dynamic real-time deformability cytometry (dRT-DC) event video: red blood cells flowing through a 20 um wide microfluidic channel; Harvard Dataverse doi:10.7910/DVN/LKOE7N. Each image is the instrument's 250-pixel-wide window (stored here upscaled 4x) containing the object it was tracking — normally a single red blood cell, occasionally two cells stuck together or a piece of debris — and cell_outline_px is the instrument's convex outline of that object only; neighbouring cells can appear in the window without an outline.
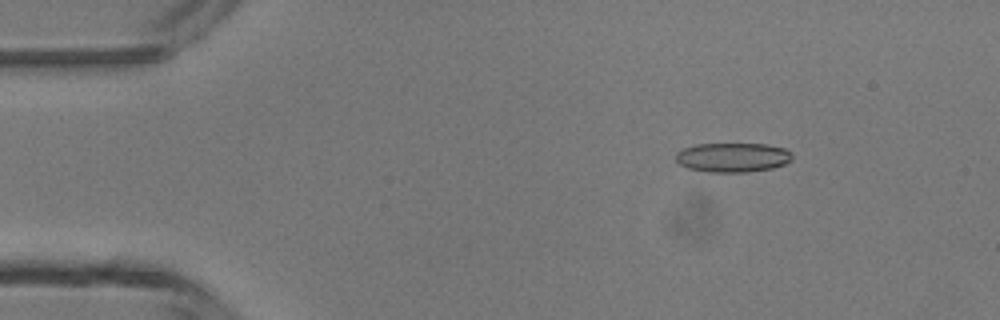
{"species": "common noctule bat (a hibernating species)", "species_latin": "Nyctalus noctula", "temperature_condition": "room temperature", "stored_images_in_passage": 41, "camera_frame_rate_fps": 3000, "um_per_image_px": 0.085, "animal": {"sex": "male", "body_mass_g": 13.3}, "frame": {"image": 1, "passage_image": 1, "time_ms": 0.0, "image_size_px": [1000, 320], "cell_outline_px": [[792, 160], [784, 164], [772, 168], [748, 172], [708, 172], [688, 168], [680, 164], [676, 160], [676, 152], [684, 148], [696, 144], [768, 144], [784, 148], [792, 152]], "centroid_in_image_um": [62.3, 13.38], "position_along_channel_um": 22.7, "area_um2": 20.0}}
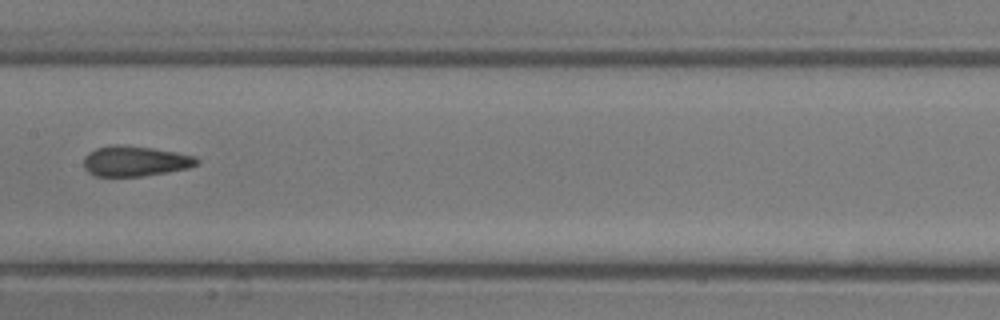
{"frame": {"image": 2, "passage_image": 18, "time_ms": 5.667, "image_size_px": [1000, 320], "cell_outline_px": [[200, 160], [196, 164], [188, 168], [168, 172], [140, 176], [96, 176], [88, 172], [84, 168], [84, 156], [88, 152], [96, 148], [112, 144], [116, 144], [152, 148], [176, 152], [196, 156]], "centroid_in_image_um": [11.47, 13.69], "position_along_channel_um": 195.9, "area_um2": 20.0}}
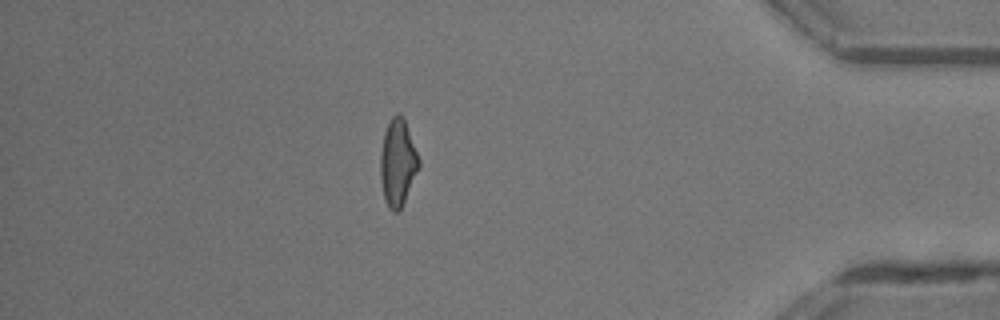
{"frame": {"image": 3, "passage_image": 35, "time_ms": 11.333, "image_size_px": [1000, 320], "cell_outline_px": [[420, 168], [400, 212], [392, 212], [388, 208], [384, 200], [380, 176], [380, 152], [384, 132], [392, 116], [396, 112], [400, 112], [404, 116], [420, 160]], "centroid_in_image_um": [33.82, 13.84], "position_along_channel_um": 401.4, "area_um2": 20.06}, "authors_computed_cell_mechanics": {"area_um2": 19.8832, "velocity_mm_per_s": 4.3986, "shape_relaxation_time_tau1_ms": 4.8305, "shape_relaxation_time_tau2_ms": 1.2081, "deformation_change_tau1": 0.1772, "deformation_change_tau2": 0.1019}}